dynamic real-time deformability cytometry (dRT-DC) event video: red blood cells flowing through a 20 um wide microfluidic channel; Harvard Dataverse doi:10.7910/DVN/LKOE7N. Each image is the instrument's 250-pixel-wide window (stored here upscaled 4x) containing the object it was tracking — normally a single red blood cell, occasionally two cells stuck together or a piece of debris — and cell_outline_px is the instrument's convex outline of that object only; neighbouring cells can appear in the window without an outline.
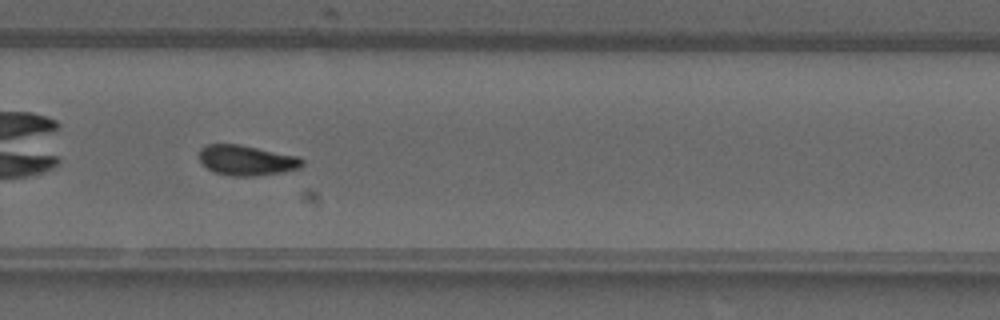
{"species": "common noctule bat (a hibernating species)", "species_latin": "Nyctalus noctula", "temperature_condition": "warm", "stored_images_in_passage": 28, "camera_frame_rate_fps": 3000, "um_per_image_px": 0.085, "animal": {"sex": "male", "forearm_length_mm": 52.5}, "frame": {"image": 1, "passage_image": 16, "time_ms": 5.0, "image_size_px": [1000, 320], "cell_outline_px": [[304, 164], [300, 168], [284, 172], [252, 176], [236, 176], [216, 172], [208, 168], [200, 160], [200, 148], [208, 144], [240, 144], [300, 156], [304, 160]], "centroid_in_image_um": [21.03, 13.61], "position_along_channel_um": 308.8, "area_um2": 18.15}}